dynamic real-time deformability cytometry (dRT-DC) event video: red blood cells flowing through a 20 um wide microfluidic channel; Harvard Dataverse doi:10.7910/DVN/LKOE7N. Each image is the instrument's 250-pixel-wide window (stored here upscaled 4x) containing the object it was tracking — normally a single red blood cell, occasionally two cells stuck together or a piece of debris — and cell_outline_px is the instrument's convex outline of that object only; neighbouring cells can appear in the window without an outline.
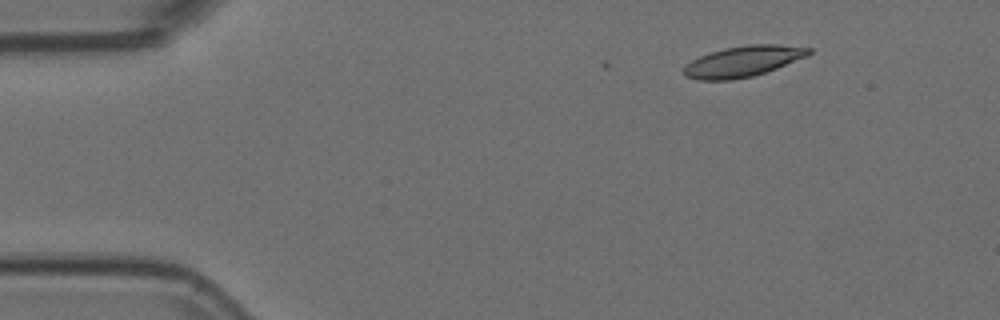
{"species": "Egyptian fruit bat (a non-hibernating species)", "species_latin": "Rousettus aegyptiacus", "temperature_condition": "room temperature", "stored_images_in_passage": 6, "camera_frame_rate_fps": 3000, "um_per_image_px": 0.085, "animal": {"sex": "female"}, "frame": {"image": 1, "passage_image": 2, "time_ms": 0.333, "image_size_px": [1000, 320], "cell_outline_px": [[812, 52], [808, 56], [776, 68], [752, 76], [732, 80], [696, 80], [684, 76], [684, 68], [692, 60], [700, 56], [724, 48], [748, 44], [776, 44], [812, 48]], "centroid_in_image_um": [63.17, 5.21], "position_along_channel_um": 21.8, "area_um2": 22.31}}
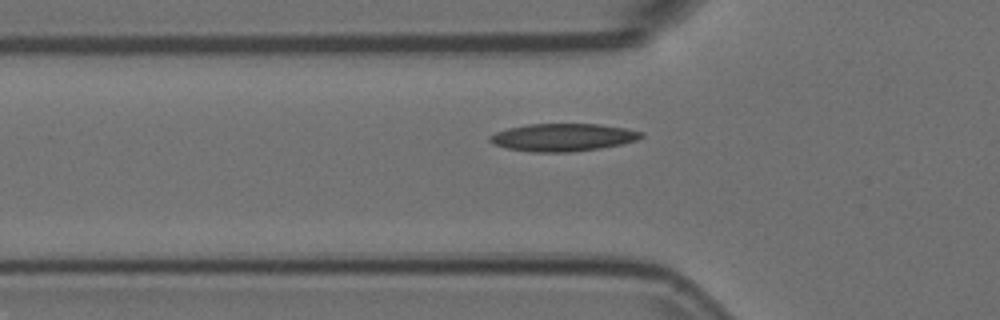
{"frame": {"image": 2, "passage_image": 5, "time_ms": 1.333, "image_size_px": [1000, 320], "cell_outline_px": [[644, 136], [636, 140], [620, 144], [600, 148], [568, 152], [532, 152], [508, 148], [492, 144], [488, 140], [488, 136], [496, 132], [508, 128], [528, 124], [600, 124], [624, 128], [644, 132]], "centroid_in_image_um": [47.82, 11.67], "position_along_channel_um": 78.0, "area_um2": 24.33}}
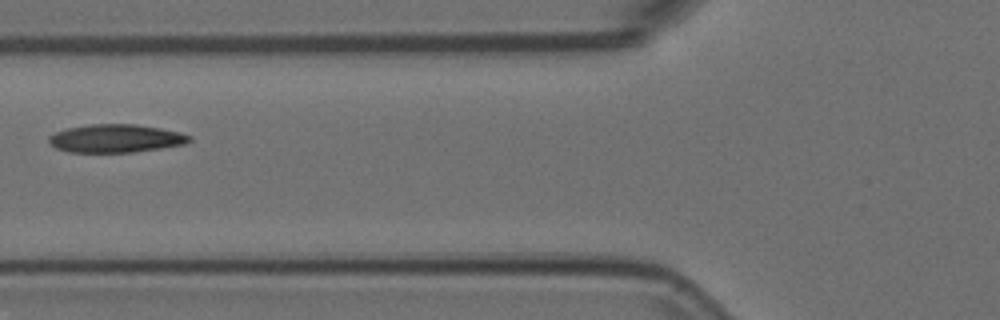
{"frame": {"image": 3, "passage_image": 6, "time_ms": 1.667, "image_size_px": [1000, 320], "cell_outline_px": [[192, 140], [184, 144], [160, 148], [132, 152], [68, 152], [56, 148], [48, 144], [48, 136], [56, 132], [68, 128], [92, 124], [136, 124], [160, 128], [180, 132], [192, 136]], "centroid_in_image_um": [9.83, 11.76], "position_along_channel_um": 116.0, "area_um2": 23.06}}